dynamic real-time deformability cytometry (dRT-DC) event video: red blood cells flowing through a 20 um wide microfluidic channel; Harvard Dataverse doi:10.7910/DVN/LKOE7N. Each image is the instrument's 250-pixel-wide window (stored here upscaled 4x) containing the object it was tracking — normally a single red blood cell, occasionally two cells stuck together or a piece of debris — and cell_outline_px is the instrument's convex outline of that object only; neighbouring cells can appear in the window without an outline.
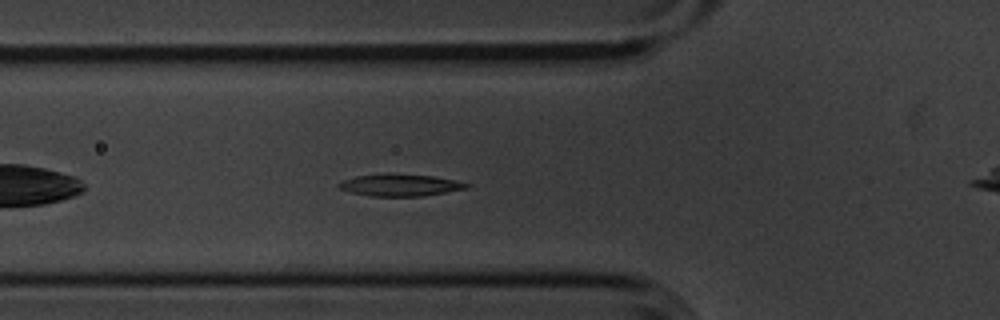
{"species": "common noctule bat (a hibernating species)", "species_latin": "Nyctalus noctula", "temperature_condition": "cold", "stored_images_in_passage": 44, "segment_of_instrument_passage": [1, 2], "camera_frame_rate_fps": 3000, "um_per_image_px": 0.085, "animal": {"sex": "male", "body_mass_g": 20.1, "forearm_length_mm": 53.5}, "frame": {"image": 1, "passage_image": 7, "time_ms": 2.0, "image_size_px": [1000, 320], "cell_outline_px": [[472, 184], [468, 188], [424, 196], [372, 196], [352, 192], [340, 188], [336, 184], [340, 180], [356, 176], [388, 172], [436, 176], [456, 180]], "centroid_in_image_um": [34.03, 15.7], "position_along_channel_um": 91.8, "area_um2": 16.76}}
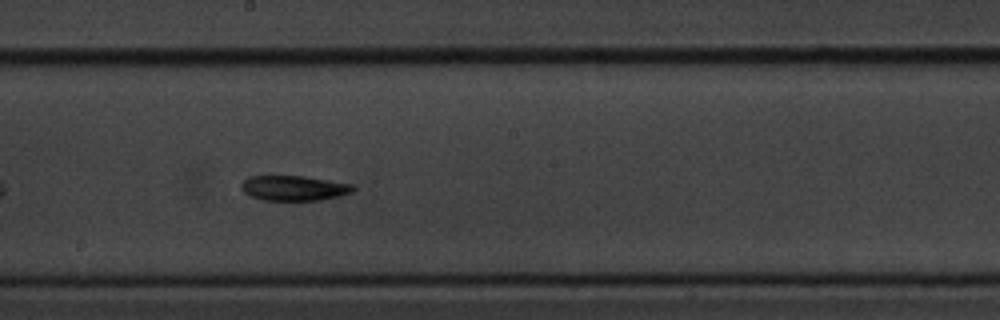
{"frame": {"image": 2, "passage_image": 18, "time_ms": 5.667, "image_size_px": [1000, 320], "cell_outline_px": [[356, 188], [352, 192], [340, 196], [320, 200], [264, 200], [252, 196], [244, 192], [240, 188], [240, 184], [248, 176], [304, 176], [352, 184]], "centroid_in_image_um": [24.98, 15.98], "position_along_channel_um": 223.2, "area_um2": 16.3}}
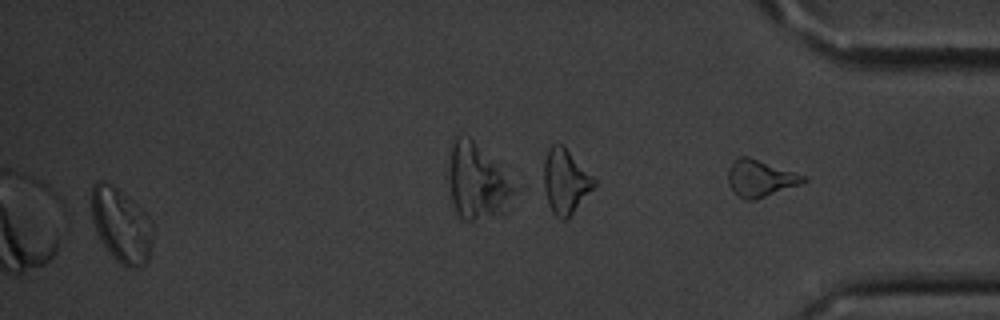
{"frame": {"image": 3, "passage_image": 42, "time_ms": 13.667, "image_size_px": [1000, 320], "cell_outline_px": [[152, 244], [148, 260], [144, 264], [136, 268], [128, 268], [120, 264], [112, 256], [100, 240], [96, 232], [92, 220], [88, 196], [92, 184], [100, 180], [112, 184], [132, 200], [152, 220]], "centroid_in_image_um": [10.25, 19.12], "position_along_channel_um": 424.9, "area_um2": 27.11}}